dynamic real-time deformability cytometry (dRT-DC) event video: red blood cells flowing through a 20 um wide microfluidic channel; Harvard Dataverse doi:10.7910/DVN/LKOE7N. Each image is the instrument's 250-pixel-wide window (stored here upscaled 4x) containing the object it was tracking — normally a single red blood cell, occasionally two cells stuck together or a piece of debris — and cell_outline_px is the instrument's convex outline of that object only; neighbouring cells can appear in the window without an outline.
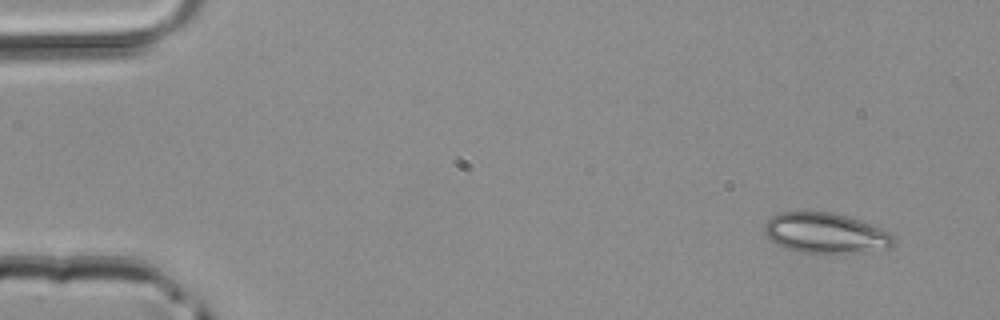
{"species": "common noctule bat (a hibernating species)", "species_latin": "Nyctalus noctula", "temperature_condition": "room temperature", "stored_images_in_passage": 3, "camera_frame_rate_fps": 3000, "um_per_image_px": 0.085, "animal": {"sex": "male", "body_mass_g": 20.4}, "frame": {"image": 1, "passage_image": 1, "time_ms": 0.0, "image_size_px": [1000, 320], "cell_outline_px": [[896, 244], [892, 248], [856, 252], [796, 252], [776, 244], [764, 236], [764, 224], [772, 216], [780, 212], [832, 212], [860, 220], [892, 232], [896, 240]], "centroid_in_image_um": [70.19, 19.81], "position_along_channel_um": 14.8, "area_um2": 30.52}}